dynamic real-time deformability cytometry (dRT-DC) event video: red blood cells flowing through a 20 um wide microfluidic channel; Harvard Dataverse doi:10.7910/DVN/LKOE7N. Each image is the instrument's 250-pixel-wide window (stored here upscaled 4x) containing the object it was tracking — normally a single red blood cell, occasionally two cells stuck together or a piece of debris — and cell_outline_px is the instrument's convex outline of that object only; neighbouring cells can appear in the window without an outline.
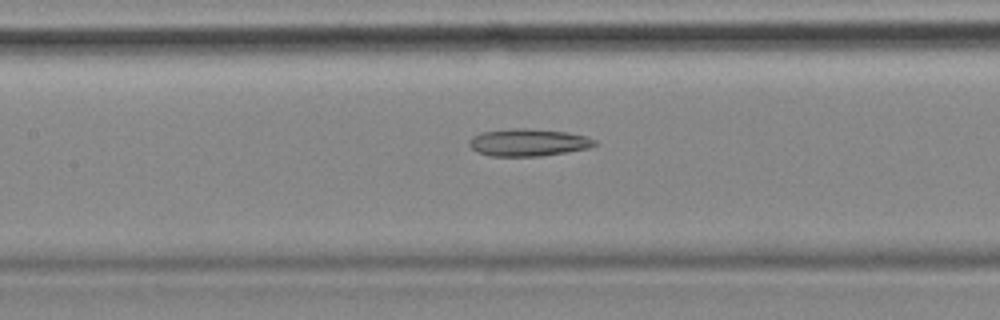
{"species": "common noctule bat (a hibernating species)", "species_latin": "Nyctalus noctula", "temperature_condition": "cold", "stored_images_in_passage": 52, "camera_frame_rate_fps": 3000, "um_per_image_px": 0.085, "animal": {"sex": "female", "body_mass_g": 18.4}, "frame": {"image": 1, "passage_image": 25, "time_ms": 8.0, "image_size_px": [1000, 320], "cell_outline_px": [[596, 144], [588, 148], [540, 156], [492, 156], [476, 152], [468, 144], [468, 140], [472, 136], [484, 132], [512, 128], [524, 128], [568, 132], [584, 136], [596, 140]], "centroid_in_image_um": [44.86, 12.11], "position_along_channel_um": 162.5, "area_um2": 19.83}}
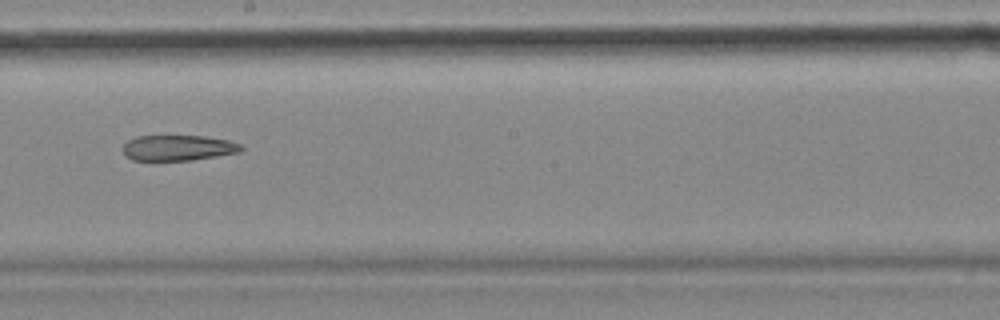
{"frame": {"image": 2, "passage_image": 31, "time_ms": 10.0, "image_size_px": [1000, 320], "cell_outline_px": [[244, 148], [240, 152], [192, 160], [132, 160], [124, 156], [120, 148], [128, 140], [136, 136], [204, 136], [228, 140], [240, 144]], "centroid_in_image_um": [15.09, 12.57], "position_along_channel_um": 233.1, "area_um2": 17.74}}
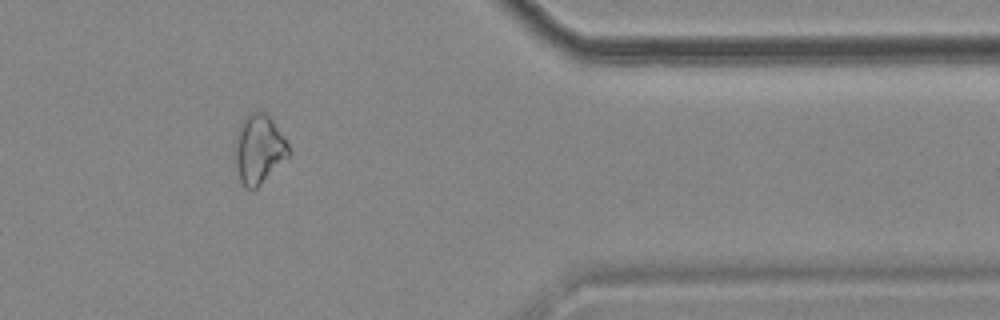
{"frame": {"image": 3, "passage_image": 46, "time_ms": 15.0, "image_size_px": [1000, 320], "cell_outline_px": [[292, 152], [256, 188], [244, 188], [240, 180], [236, 164], [236, 132], [244, 120], [252, 112], [264, 112], [272, 120], [288, 144]], "centroid_in_image_um": [22.01, 12.69], "position_along_channel_um": 389.4, "area_um2": 20.87}}